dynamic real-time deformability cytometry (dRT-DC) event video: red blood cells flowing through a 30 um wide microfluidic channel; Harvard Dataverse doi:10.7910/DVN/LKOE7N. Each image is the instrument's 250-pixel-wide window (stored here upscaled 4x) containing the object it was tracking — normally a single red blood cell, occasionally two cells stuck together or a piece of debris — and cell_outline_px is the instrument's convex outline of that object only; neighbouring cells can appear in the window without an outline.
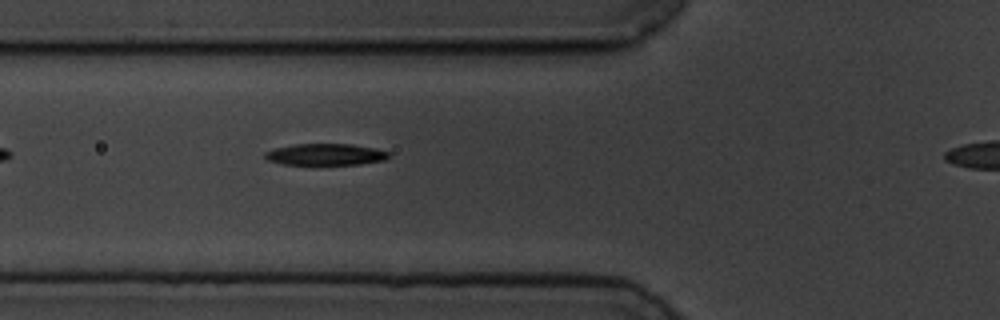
{"species": "common noctule bat (a hibernating species)", "species_latin": "Nyctalus noctula", "temperature_condition": "cold", "stored_images_in_passage": 35, "camera_frame_rate_fps": 3000, "um_per_image_px": 0.085, "animal": {"sex": "male", "body_mass_g": 19.5, "forearm_length_mm": 54.6}, "frame": {"image": 1, "passage_image": 5, "time_ms": 1.333, "image_size_px": [1000, 320], "cell_outline_px": [[392, 156], [384, 160], [360, 164], [280, 164], [268, 160], [264, 156], [264, 152], [276, 148], [296, 144], [352, 144], [376, 148], [388, 152]], "centroid_in_image_um": [27.69, 13.12], "position_along_channel_um": 98.1, "area_um2": 15.49}}
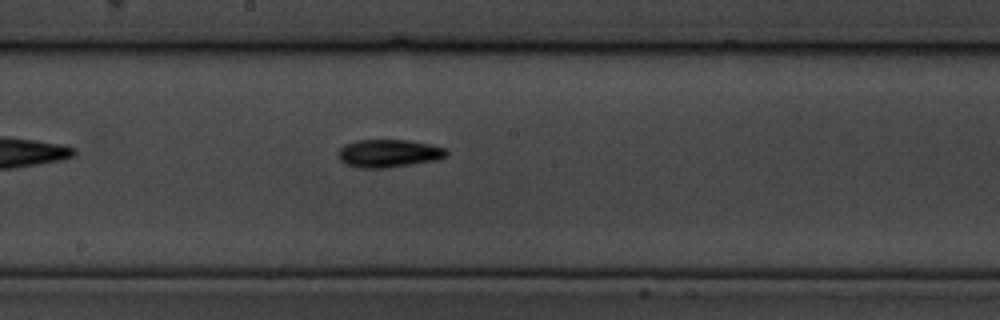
{"frame": {"image": 2, "passage_image": 15, "time_ms": 4.667, "image_size_px": [1000, 320], "cell_outline_px": [[448, 156], [436, 160], [388, 168], [356, 168], [344, 164], [340, 160], [336, 152], [344, 144], [356, 140], [408, 140], [428, 144], [444, 148], [448, 152]], "centroid_in_image_um": [32.98, 13.04], "position_along_channel_um": 215.2, "area_um2": 17.8}}
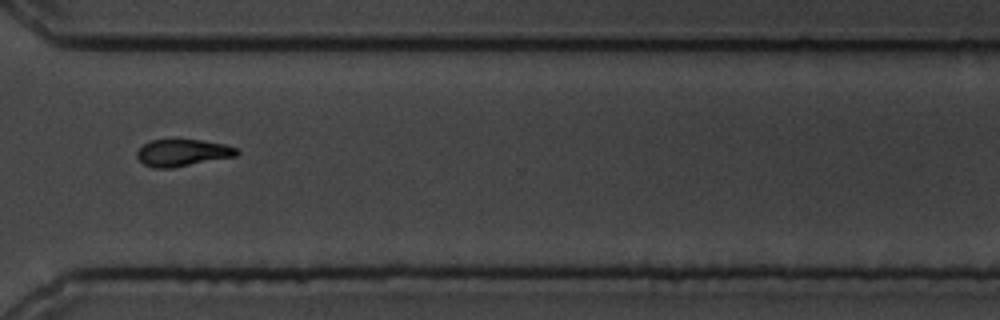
{"frame": {"image": 3, "passage_image": 27, "time_ms": 8.667, "image_size_px": [1000, 320], "cell_outline_px": [[240, 152], [236, 156], [172, 168], [152, 168], [144, 164], [136, 156], [136, 152], [144, 144], [152, 140], [200, 140], [224, 144], [236, 148]], "centroid_in_image_um": [15.51, 12.99], "position_along_channel_um": 355.1, "area_um2": 15.55}}